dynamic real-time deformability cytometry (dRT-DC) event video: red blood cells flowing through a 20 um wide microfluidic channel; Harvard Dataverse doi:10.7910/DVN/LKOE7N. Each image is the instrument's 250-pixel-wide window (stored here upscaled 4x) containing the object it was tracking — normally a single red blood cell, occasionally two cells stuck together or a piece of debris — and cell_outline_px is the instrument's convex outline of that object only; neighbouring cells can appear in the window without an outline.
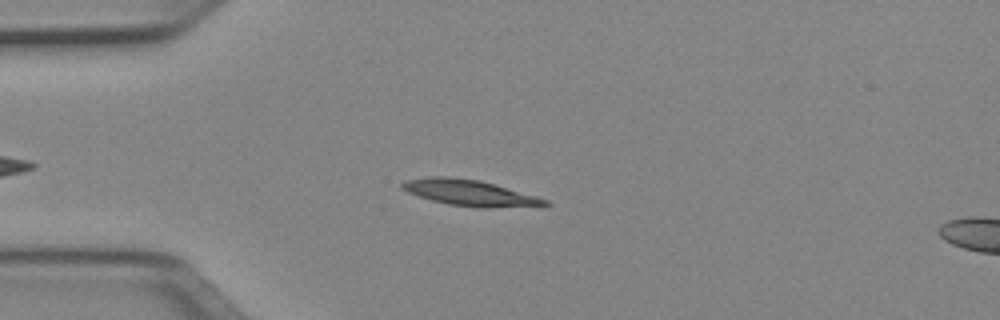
{"species": "Egyptian fruit bat (a non-hibernating species)", "species_latin": "Rousettus aegyptiacus", "temperature_condition": "cold", "stored_images_in_passage": 42, "camera_frame_rate_fps": 3000, "um_per_image_px": 0.085, "animal": {"sex": "female"}, "frame": {"image": 1, "passage_image": 4, "time_ms": 1.0, "image_size_px": [1000, 320], "cell_outline_px": [[552, 204], [544, 208], [480, 208], [448, 204], [432, 200], [408, 192], [400, 188], [400, 184], [404, 180], [432, 176], [448, 176], [480, 180], [536, 196], [548, 200]], "centroid_in_image_um": [40.05, 16.42], "position_along_channel_um": 44.9, "area_um2": 22.2}}
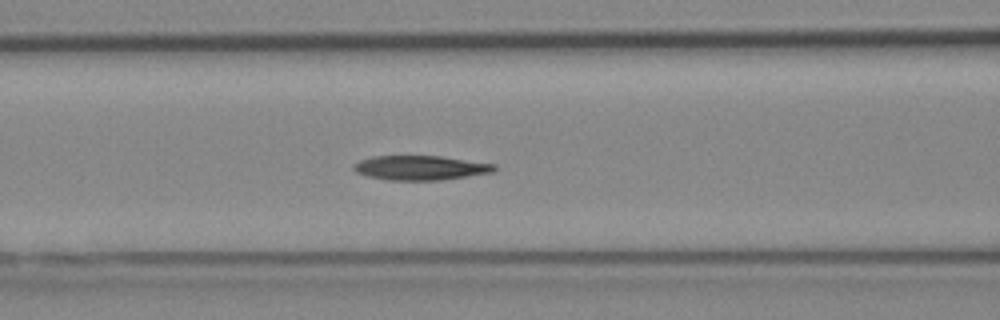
{"frame": {"image": 2, "passage_image": 12, "time_ms": 3.667, "image_size_px": [1000, 320], "cell_outline_px": [[496, 168], [492, 172], [468, 176], [440, 180], [388, 180], [368, 176], [356, 172], [352, 168], [352, 164], [360, 160], [372, 156], [440, 156], [496, 164]], "centroid_in_image_um": [35.7, 14.26], "position_along_channel_um": 130.9, "area_um2": 20.0}}
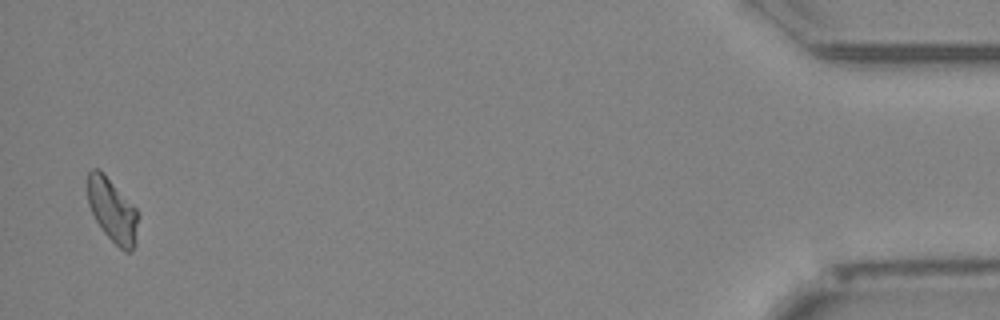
{"frame": {"image": 3, "passage_image": 41, "time_ms": 13.333, "image_size_px": [1000, 320], "cell_outline_px": [[136, 244], [132, 252], [124, 252], [104, 232], [96, 220], [88, 204], [88, 172], [92, 168], [100, 168], [136, 208]], "centroid_in_image_um": [9.54, 17.86], "position_along_channel_um": 425.7, "area_um2": 18.5}, "authors_computed_cell_mechanics": {"area_um2": 19.9988, "velocity_mm_per_s": 3.9282, "shape_relaxation_time_tau1_ms": null, "shape_relaxation_time_tau2_ms": 5.7921, "deformation_change_tau1": null, "deformation_change_tau2": 0.1277}}